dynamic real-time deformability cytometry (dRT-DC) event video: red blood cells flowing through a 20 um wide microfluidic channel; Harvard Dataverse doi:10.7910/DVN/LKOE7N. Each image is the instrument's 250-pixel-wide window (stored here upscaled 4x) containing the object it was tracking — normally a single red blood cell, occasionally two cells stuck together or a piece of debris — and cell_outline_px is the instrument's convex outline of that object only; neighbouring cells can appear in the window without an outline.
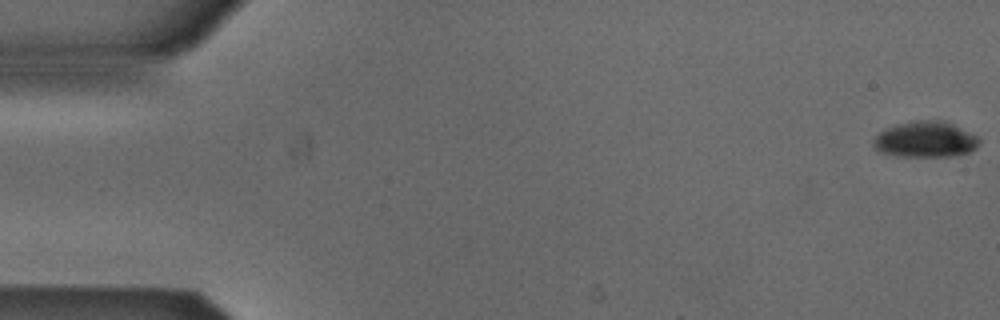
{"species": "Egyptian fruit bat (a non-hibernating species)", "species_latin": "Rousettus aegyptiacus", "temperature_condition": "cold", "stored_images_in_passage": 5, "camera_frame_rate_fps": 3000, "um_per_image_px": 0.085, "animal": {"sex": "male"}, "frame": {"image": 1, "passage_image": 1, "time_ms": 0.0, "image_size_px": [1000, 320], "cell_outline_px": [[980, 144], [976, 148], [968, 152], [956, 156], [896, 156], [884, 152], [876, 148], [872, 144], [872, 140], [880, 132], [896, 124], [916, 120], [944, 120], [976, 136], [980, 140]], "centroid_in_image_um": [78.67, 11.85], "position_along_channel_um": 6.3, "area_um2": 21.96}}
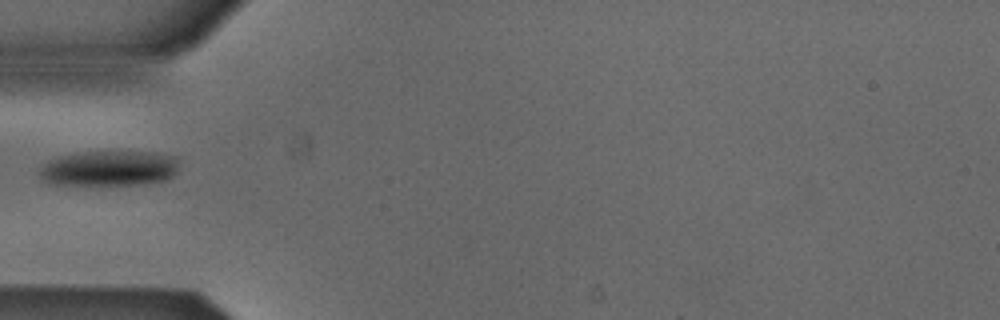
{"frame": {"image": 2, "passage_image": 5, "time_ms": 1.333, "image_size_px": [1000, 320], "cell_outline_px": [[176, 172], [172, 176], [164, 180], [144, 184], [48, 184], [40, 180], [36, 172], [48, 160], [56, 156], [84, 152], [156, 152], [176, 156]], "centroid_in_image_um": [9.19, 14.31], "position_along_channel_um": 75.8, "area_um2": 28.84}}